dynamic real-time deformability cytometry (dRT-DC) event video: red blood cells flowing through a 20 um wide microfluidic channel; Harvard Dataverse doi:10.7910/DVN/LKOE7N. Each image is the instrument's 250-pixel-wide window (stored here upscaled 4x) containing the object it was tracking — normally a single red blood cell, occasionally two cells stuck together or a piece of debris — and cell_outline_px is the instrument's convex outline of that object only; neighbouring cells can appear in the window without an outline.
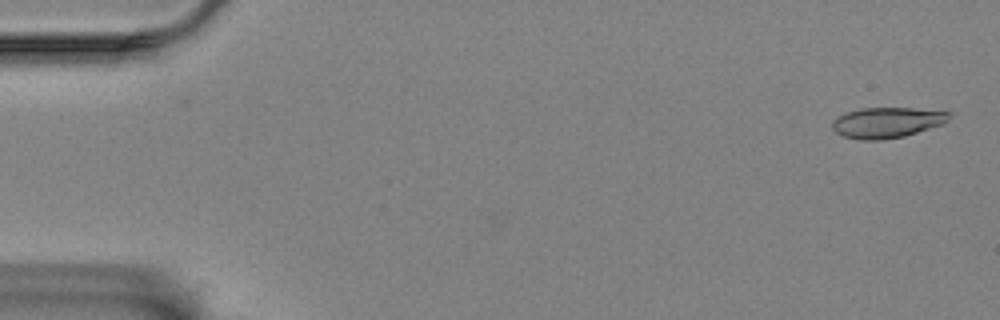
{"species": "Egyptian fruit bat (a non-hibernating species)", "species_latin": "Rousettus aegyptiacus", "temperature_condition": "room temperature", "stored_images_in_passage": 10, "camera_frame_rate_fps": 3000, "um_per_image_px": 0.085, "animal": {"sex": "female"}, "frame": {"image": 1, "passage_image": 2, "time_ms": 0.333, "image_size_px": [1000, 320], "cell_outline_px": [[952, 112], [948, 120], [944, 124], [904, 136], [880, 140], [860, 140], [844, 136], [836, 132], [832, 128], [832, 120], [836, 116], [844, 112], [860, 108], [912, 108]], "centroid_in_image_um": [75.37, 10.41], "position_along_channel_um": 9.6, "area_um2": 20.98}}